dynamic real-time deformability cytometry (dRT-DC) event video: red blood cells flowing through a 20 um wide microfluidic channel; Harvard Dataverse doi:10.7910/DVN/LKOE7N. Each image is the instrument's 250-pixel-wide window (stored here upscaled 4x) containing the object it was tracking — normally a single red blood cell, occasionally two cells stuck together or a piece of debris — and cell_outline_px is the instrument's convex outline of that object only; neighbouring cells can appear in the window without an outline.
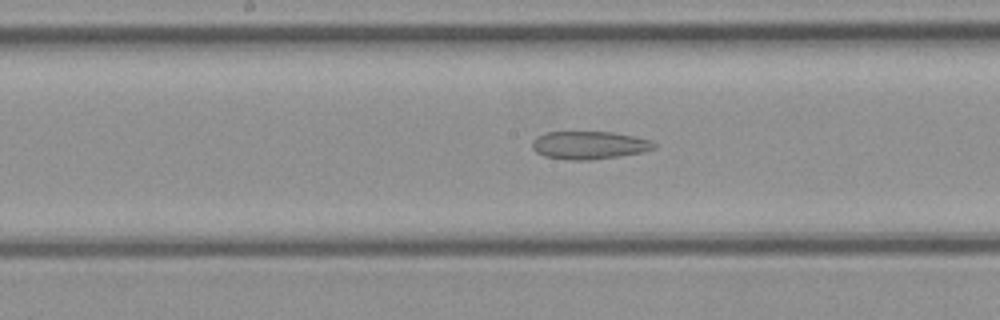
{"species": "common noctule bat (a hibernating species)", "species_latin": "Nyctalus noctula", "temperature_condition": "cold", "stored_images_in_passage": 42, "camera_frame_rate_fps": 3000, "um_per_image_px": 0.085, "animal": {"sex": "female", "body_mass_g": 21.9}, "frame": {"image": 1, "passage_image": 20, "time_ms": 6.333, "image_size_px": [1000, 320], "cell_outline_px": [[656, 148], [640, 152], [620, 156], [592, 160], [568, 160], [544, 156], [536, 152], [532, 148], [532, 140], [536, 136], [548, 132], [612, 132], [652, 140], [656, 144]], "centroid_in_image_um": [50.06, 12.34], "position_along_channel_um": 198.1, "area_um2": 19.88}}
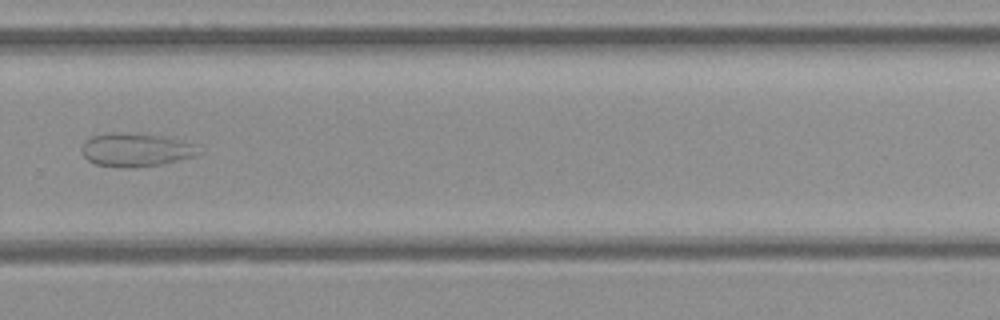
{"frame": {"image": 2, "passage_image": 28, "time_ms": 9.0, "image_size_px": [1000, 320], "cell_outline_px": [[196, 156], [160, 164], [132, 168], [124, 168], [96, 164], [88, 160], [84, 156], [80, 148], [84, 140], [92, 136], [112, 132], [124, 132], [168, 136], [184, 140], [196, 144]], "centroid_in_image_um": [11.52, 12.72], "position_along_channel_um": 318.3, "area_um2": 23.0}}
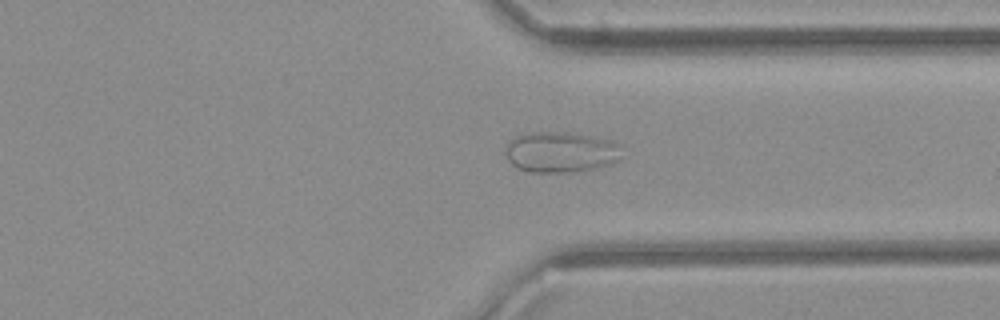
{"frame": {"image": 3, "passage_image": 31, "time_ms": 10.0, "image_size_px": [1000, 320], "cell_outline_px": [[620, 160], [612, 164], [596, 168], [576, 172], [528, 172], [516, 168], [508, 160], [504, 152], [504, 144], [512, 136], [528, 132], [568, 132], [616, 140], [620, 144]], "centroid_in_image_um": [47.63, 12.91], "position_along_channel_um": 363.8, "area_um2": 28.5}}